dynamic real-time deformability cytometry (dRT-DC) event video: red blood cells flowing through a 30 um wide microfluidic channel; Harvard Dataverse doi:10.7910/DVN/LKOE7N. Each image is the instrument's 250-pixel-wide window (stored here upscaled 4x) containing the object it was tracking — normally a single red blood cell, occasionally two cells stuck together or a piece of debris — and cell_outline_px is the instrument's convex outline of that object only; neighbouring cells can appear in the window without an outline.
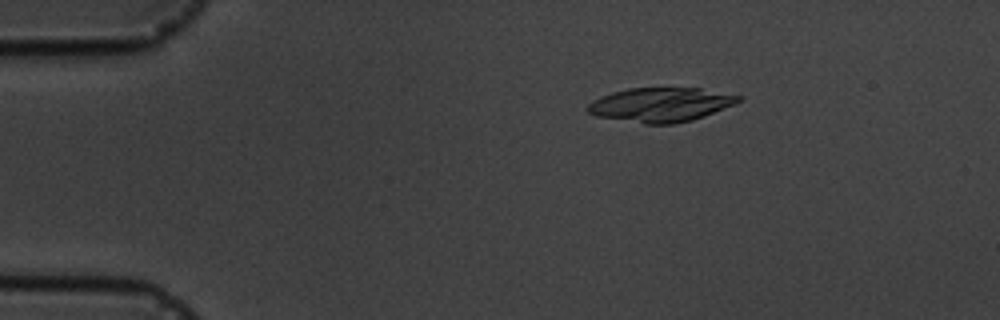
{"species": "common noctule bat (a hibernating species)", "species_latin": "Nyctalus noctula", "temperature_condition": "cold", "stored_images_in_passage": 3, "camera_frame_rate_fps": 3000, "um_per_image_px": 0.085, "animal": {"sex": "male", "body_mass_g": 19.5, "forearm_length_mm": 54.6}, "frame": {"image": 1, "passage_image": 1, "time_ms": 0.0, "image_size_px": [1000, 320], "cell_outline_px": [[744, 100], [736, 104], [704, 116], [692, 120], [672, 124], [644, 124], [596, 116], [588, 112], [584, 108], [592, 100], [600, 96], [612, 92], [628, 88], [700, 88], [744, 96]], "centroid_in_image_um": [56.17, 8.89], "position_along_channel_um": 28.8, "area_um2": 30.4}}